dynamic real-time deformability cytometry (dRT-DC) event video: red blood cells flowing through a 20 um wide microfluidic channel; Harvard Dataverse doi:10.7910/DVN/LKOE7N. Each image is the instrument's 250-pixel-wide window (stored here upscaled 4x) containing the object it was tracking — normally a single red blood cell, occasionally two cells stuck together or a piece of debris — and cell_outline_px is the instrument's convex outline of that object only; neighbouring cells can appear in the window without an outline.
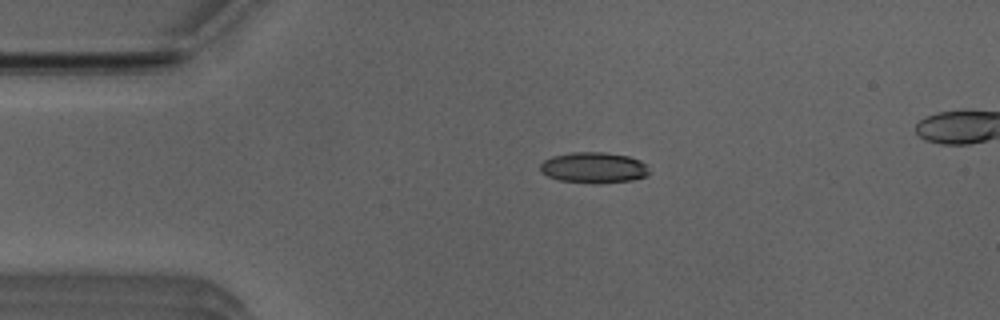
{"species": "Egyptian fruit bat (a non-hibernating species)", "species_latin": "Rousettus aegyptiacus", "temperature_condition": "room temperature", "stored_images_in_passage": 40, "camera_frame_rate_fps": 3000, "um_per_image_px": 0.085, "animal": {"sex": "male"}, "frame": {"image": 1, "passage_image": 1, "time_ms": 0.0, "image_size_px": [1000, 320], "cell_outline_px": [[648, 176], [632, 180], [596, 184], [560, 180], [548, 176], [540, 168], [540, 164], [544, 160], [552, 156], [572, 152], [604, 152], [628, 156], [640, 160], [648, 168]], "centroid_in_image_um": [50.48, 14.25], "position_along_channel_um": 34.5, "area_um2": 19.54}}
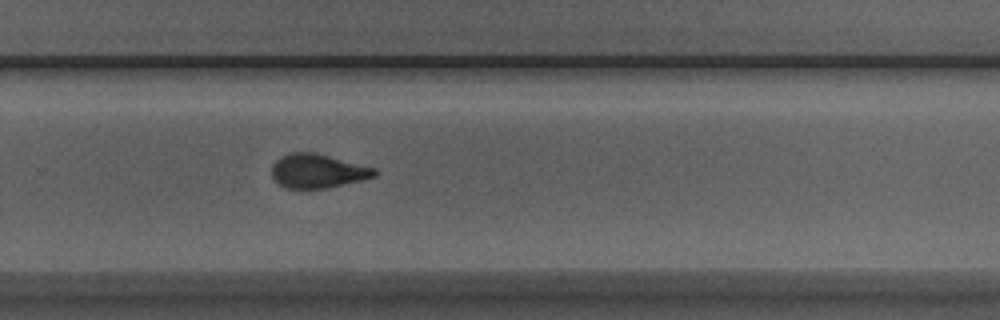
{"frame": {"image": 2, "passage_image": 24, "time_ms": 7.667, "image_size_px": [1000, 320], "cell_outline_px": [[376, 176], [328, 188], [284, 188], [272, 176], [272, 164], [280, 156], [292, 152], [312, 152], [376, 168]], "centroid_in_image_um": [26.97, 14.53], "position_along_channel_um": 302.8, "area_um2": 20.11}}
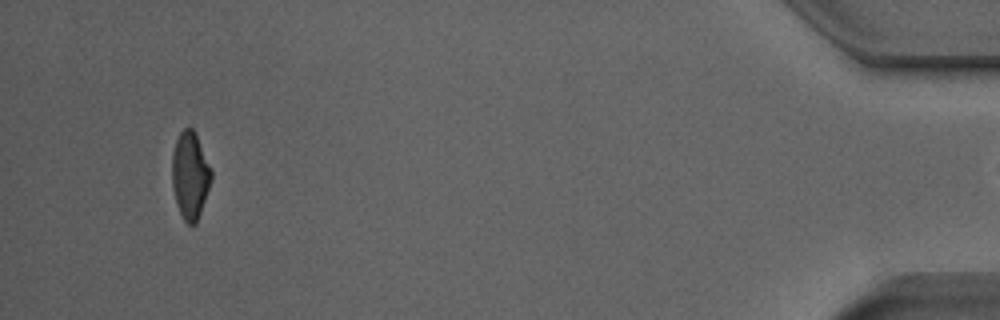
{"frame": {"image": 3, "passage_image": 39, "time_ms": 12.667, "image_size_px": [1000, 320], "cell_outline_px": [[212, 180], [196, 224], [188, 224], [184, 220], [176, 204], [172, 188], [172, 152], [176, 140], [180, 132], [184, 128], [192, 128], [196, 136], [212, 172]], "centroid_in_image_um": [16.14, 14.93], "position_along_channel_um": 419.1, "area_um2": 19.71}}